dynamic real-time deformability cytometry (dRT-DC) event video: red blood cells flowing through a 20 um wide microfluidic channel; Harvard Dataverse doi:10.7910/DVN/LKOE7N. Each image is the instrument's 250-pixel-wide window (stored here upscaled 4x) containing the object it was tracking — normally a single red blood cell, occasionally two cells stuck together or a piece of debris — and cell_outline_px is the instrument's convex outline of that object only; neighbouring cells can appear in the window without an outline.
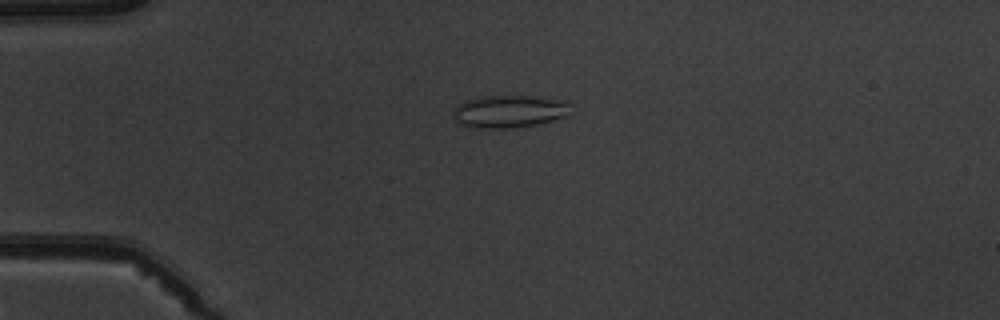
{"species": "common noctule bat (a hibernating species)", "species_latin": "Nyctalus noctula", "temperature_condition": "warm", "stored_images_in_passage": 6, "camera_frame_rate_fps": 3000, "um_per_image_px": 0.085, "animal": {"sex": "male", "body_mass_g": 19.5, "forearm_length_mm": 54.6}, "frame": {"image": 1, "passage_image": 1, "time_ms": 0.0, "image_size_px": [1000, 320], "cell_outline_px": [[572, 116], [540, 124], [504, 128], [480, 128], [460, 124], [456, 120], [452, 112], [456, 104], [464, 100], [484, 96], [536, 96], [568, 100]], "centroid_in_image_um": [43.36, 9.46], "position_along_channel_um": 41.6, "area_um2": 22.77}}
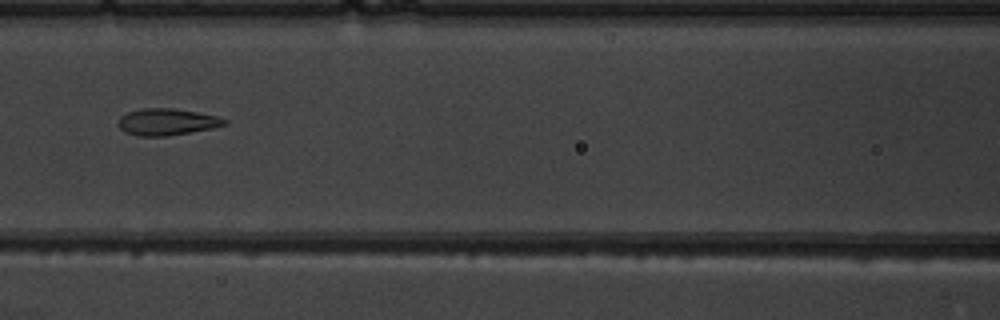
{"frame": {"image": 2, "passage_image": 4, "time_ms": 3.667, "image_size_px": [1000, 320], "cell_outline_px": [[228, 124], [212, 128], [168, 136], [136, 136], [124, 132], [116, 124], [120, 116], [128, 112], [144, 108], [172, 108], [196, 112], [216, 116], [228, 120]], "centroid_in_image_um": [14.15, 10.37], "position_along_channel_um": 152.4, "area_um2": 16.59}}
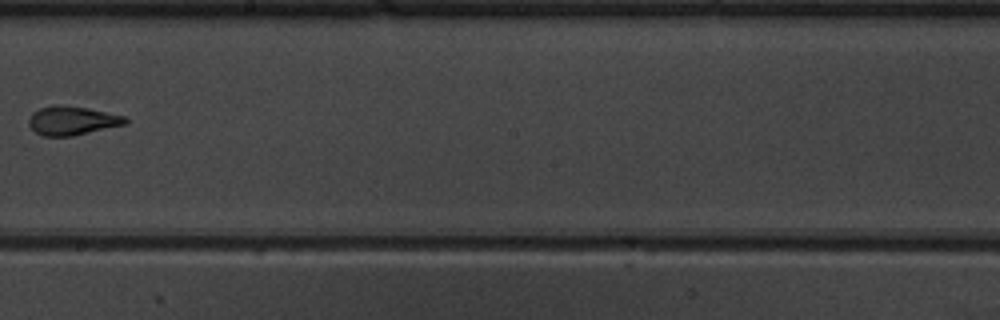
{"frame": {"image": 3, "passage_image": 6, "time_ms": 6.0, "image_size_px": [1000, 320], "cell_outline_px": [[128, 120], [124, 124], [72, 136], [44, 136], [36, 132], [28, 124], [28, 120], [32, 112], [40, 108], [52, 104], [56, 104], [88, 108], [124, 116]], "centroid_in_image_um": [6.08, 10.24], "position_along_channel_um": 242.1, "area_um2": 16.07}}